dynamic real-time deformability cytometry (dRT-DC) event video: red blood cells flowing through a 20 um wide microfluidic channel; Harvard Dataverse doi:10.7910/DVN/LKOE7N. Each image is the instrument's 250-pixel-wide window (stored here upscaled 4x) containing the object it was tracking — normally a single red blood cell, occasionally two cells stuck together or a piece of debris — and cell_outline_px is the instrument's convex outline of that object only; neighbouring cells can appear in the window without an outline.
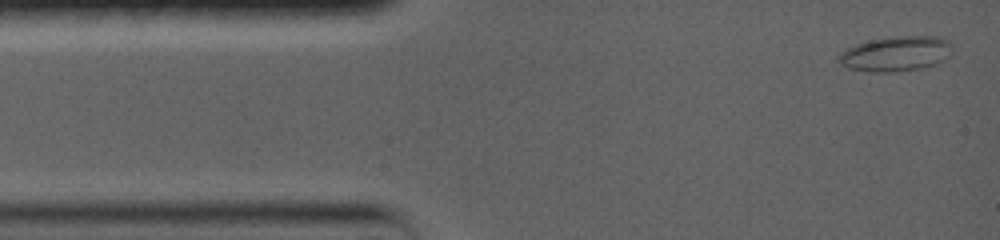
{"species": "common noctule bat (a hibernating species)", "species_latin": "Nyctalus noctula", "temperature_condition": "warm", "stored_images_in_passage": 59, "camera_frame_rate_fps": 5000, "um_per_image_px": 0.085, "animal": {"sex": "female", "body_mass_g": 19.0, "forearm_length_mm": 56.7}, "frame": {"image": 1, "passage_image": 1, "time_ms": 0.0, "image_size_px": [1000, 240], "cell_outline_px": [[952, 52], [944, 60], [936, 64], [916, 68], [892, 72], [872, 72], [848, 68], [840, 64], [836, 56], [840, 52], [856, 44], [872, 40], [896, 36], [940, 36], [948, 40], [952, 48]], "centroid_in_image_um": [76.14, 4.56], "position_along_channel_um": 8.9, "area_um2": 23.12}}
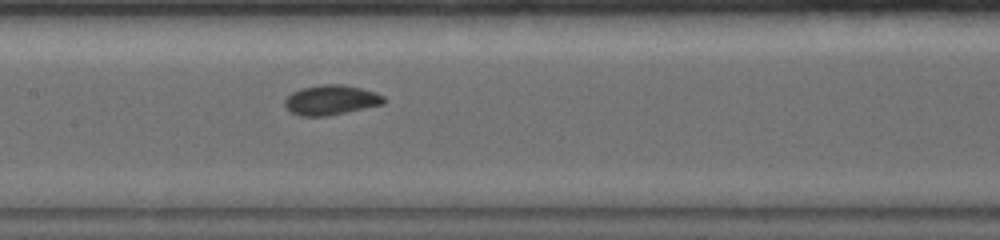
{"frame": {"image": 2, "passage_image": 26, "time_ms": 6.4, "image_size_px": [1000, 240], "cell_outline_px": [[388, 100], [384, 104], [328, 116], [300, 116], [288, 112], [284, 104], [284, 100], [292, 92], [300, 88], [320, 84], [340, 84], [360, 88], [376, 92], [384, 96]], "centroid_in_image_um": [28.12, 8.5], "position_along_channel_um": 179.3, "area_um2": 17.51}}
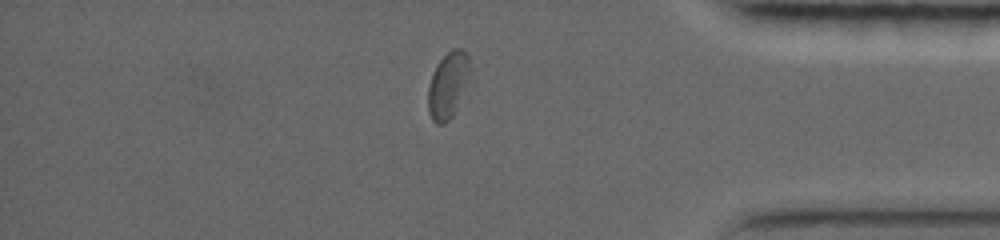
{"frame": {"image": 3, "passage_image": 51, "time_ms": 12.8, "image_size_px": [1000, 240], "cell_outline_px": [[468, 68], [456, 112], [444, 124], [436, 124], [432, 120], [428, 112], [428, 84], [432, 72], [436, 64], [452, 48], [460, 48], [468, 52]], "centroid_in_image_um": [38.0, 7.24], "position_along_channel_um": 397.2, "area_um2": 15.72}, "authors_computed_cell_mechanics": {"area_um2": 16.8776, "velocity_mm_per_s": 3.7316, "shape_relaxation_time_tau1_ms": 3.5707, "shape_relaxation_time_tau2_ms": 1.0406, "deformation_change_tau1": 0.1045, "deformation_change_tau2": 0.0368}}